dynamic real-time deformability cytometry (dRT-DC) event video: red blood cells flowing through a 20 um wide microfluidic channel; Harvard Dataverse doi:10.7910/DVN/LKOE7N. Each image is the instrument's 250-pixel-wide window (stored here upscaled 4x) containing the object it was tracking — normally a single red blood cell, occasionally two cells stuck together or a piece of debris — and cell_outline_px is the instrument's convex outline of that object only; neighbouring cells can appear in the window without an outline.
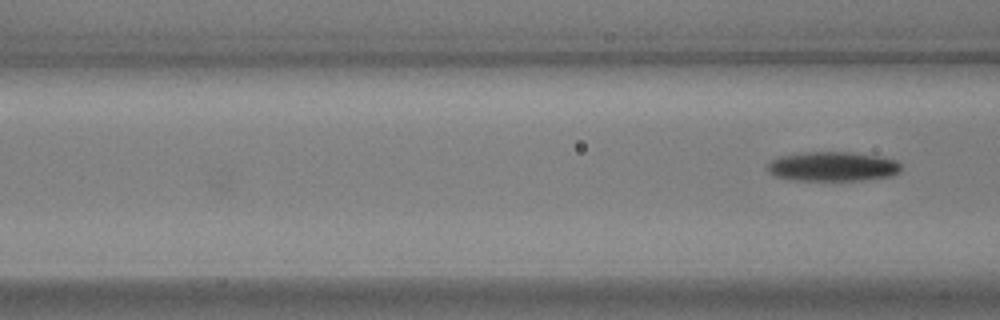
{"species": "common noctule bat (a hibernating species)", "species_latin": "Nyctalus noctula", "temperature_condition": "warm", "stored_images_in_passage": 6, "camera_frame_rate_fps": 3000, "um_per_image_px": 0.085, "animal": {"sex": "male", "body_mass_g": 17.9, "forearm_length_mm": 54.2}, "frame": {"image": 1, "passage_image": 6, "time_ms": 1.667, "image_size_px": [1000, 320], "cell_outline_px": [[900, 172], [892, 176], [860, 180], [796, 180], [776, 176], [768, 172], [768, 164], [772, 160], [780, 156], [804, 152], [852, 152], [876, 156], [896, 160], [900, 164]], "centroid_in_image_um": [70.78, 14.15], "position_along_channel_um": 95.8, "area_um2": 22.77}}